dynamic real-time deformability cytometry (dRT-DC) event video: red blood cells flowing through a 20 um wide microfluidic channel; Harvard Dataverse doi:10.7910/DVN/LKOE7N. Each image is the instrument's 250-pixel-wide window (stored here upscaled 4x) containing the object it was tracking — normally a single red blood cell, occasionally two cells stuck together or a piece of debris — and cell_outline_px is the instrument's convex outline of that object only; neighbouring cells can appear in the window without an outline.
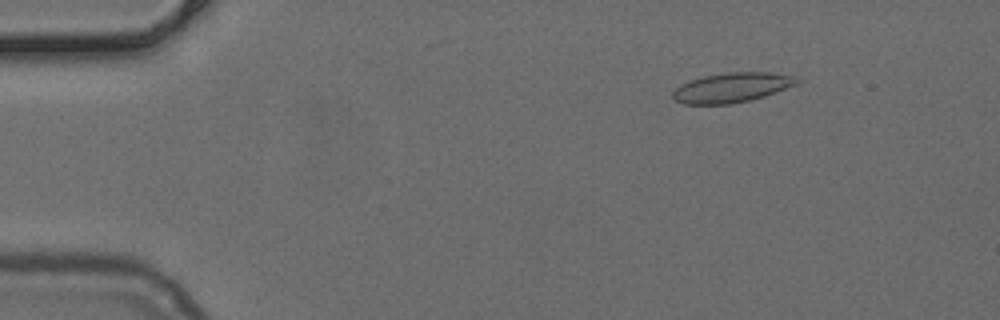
{"species": "common noctule bat (a hibernating species)", "species_latin": "Nyctalus noctula", "temperature_condition": "cold", "stored_images_in_passage": 31, "camera_frame_rate_fps": 3000, "um_per_image_px": 0.085, "animal": {"sex": "female", "body_mass_g": 24.6, "forearm_length_mm": 56.2}, "frame": {"image": 1, "passage_image": 7, "time_ms": 2.0, "image_size_px": [1000, 320], "cell_outline_px": [[800, 80], [796, 84], [764, 96], [732, 104], [684, 104], [676, 100], [672, 96], [672, 92], [680, 84], [704, 76], [728, 72], [768, 72], [792, 76]], "centroid_in_image_um": [62.17, 7.44], "position_along_channel_um": 22.8, "area_um2": 21.15}}
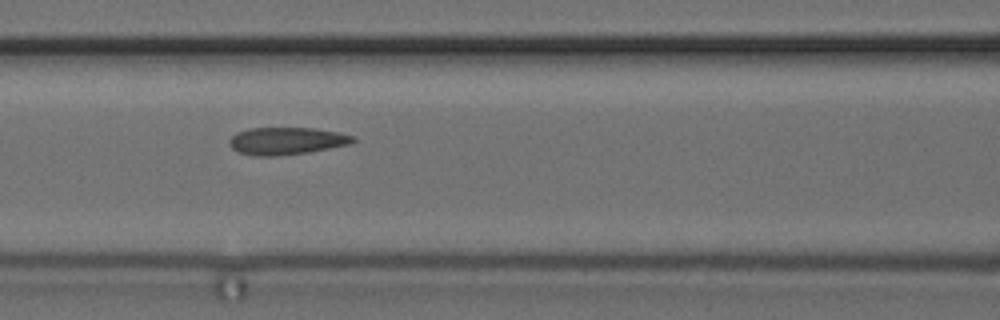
{"frame": {"image": 2, "passage_image": 22, "time_ms": 7.0, "image_size_px": [1000, 320], "cell_outline_px": [[356, 140], [348, 144], [308, 152], [276, 156], [252, 156], [240, 152], [232, 148], [228, 144], [228, 140], [236, 132], [248, 128], [316, 128], [340, 132], [356, 136]], "centroid_in_image_um": [24.34, 11.97], "position_along_channel_um": 142.3, "area_um2": 19.83}}
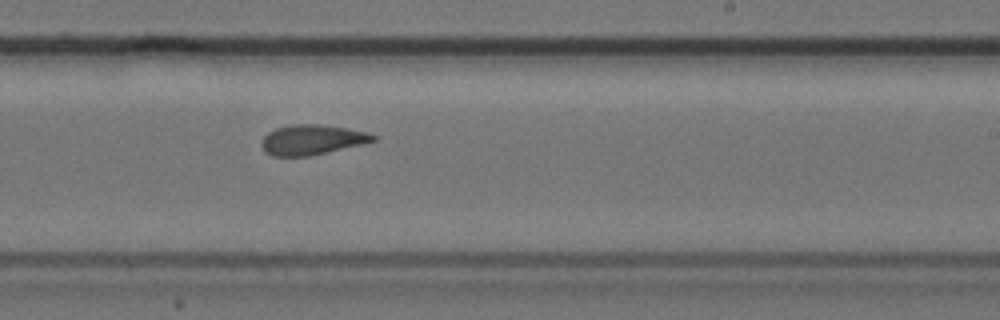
{"frame": {"image": 3, "passage_image": 31, "time_ms": 10.0, "image_size_px": [1000, 320], "cell_outline_px": [[376, 140], [364, 144], [328, 152], [308, 156], [272, 156], [264, 152], [260, 144], [264, 136], [268, 132], [276, 128], [292, 124], [320, 124], [368, 132], [376, 136]], "centroid_in_image_um": [26.5, 11.88], "position_along_channel_um": 262.5, "area_um2": 19.59}}